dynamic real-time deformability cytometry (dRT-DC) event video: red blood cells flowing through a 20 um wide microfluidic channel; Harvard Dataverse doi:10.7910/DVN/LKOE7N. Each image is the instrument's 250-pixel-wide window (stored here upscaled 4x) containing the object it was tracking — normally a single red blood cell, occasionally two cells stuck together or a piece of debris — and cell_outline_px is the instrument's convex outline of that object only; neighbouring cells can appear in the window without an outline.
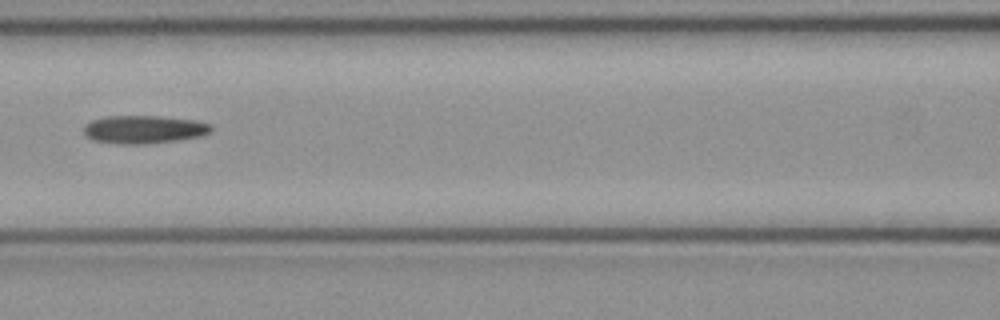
{"species": "common noctule bat (a hibernating species)", "species_latin": "Nyctalus noctula", "temperature_condition": "cold", "stored_images_in_passage": 3, "camera_frame_rate_fps": 3000, "um_per_image_px": 0.085, "animal": {"sex": "female", "body_mass_g": 21.9}, "frame": {"image": 1, "passage_image": 3, "time_ms": 0.667, "image_size_px": [1000, 320], "cell_outline_px": [[212, 128], [208, 132], [200, 136], [152, 144], [120, 144], [92, 140], [84, 136], [84, 124], [92, 120], [104, 116], [160, 116], [196, 120], [212, 124]], "centroid_in_image_um": [12.19, 11.0], "position_along_channel_um": 154.4, "area_um2": 21.04}}